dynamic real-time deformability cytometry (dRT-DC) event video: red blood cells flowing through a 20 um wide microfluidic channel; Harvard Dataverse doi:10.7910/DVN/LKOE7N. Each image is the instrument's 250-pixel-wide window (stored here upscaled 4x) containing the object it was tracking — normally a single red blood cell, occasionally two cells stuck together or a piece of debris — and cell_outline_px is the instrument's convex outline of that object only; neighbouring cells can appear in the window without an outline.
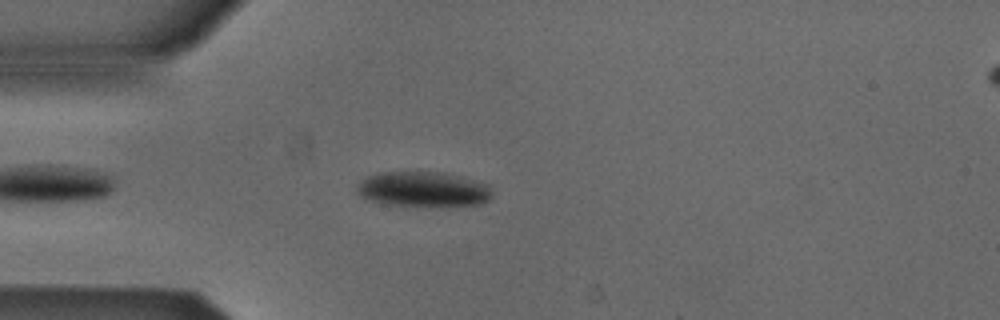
{"species": "Egyptian fruit bat (a non-hibernating species)", "species_latin": "Rousettus aegyptiacus", "temperature_condition": "cold", "stored_images_in_passage": 45, "camera_frame_rate_fps": 3000, "um_per_image_px": 0.085, "animal": {"sex": "male"}, "frame": {"image": 1, "passage_image": 5, "time_ms": 1.333, "image_size_px": [1000, 320], "cell_outline_px": [[492, 196], [484, 204], [448, 208], [424, 208], [384, 204], [364, 200], [356, 192], [356, 188], [368, 176], [380, 172], [444, 172], [460, 176], [488, 184], [492, 192]], "centroid_in_image_um": [36.01, 16.15], "position_along_channel_um": 49.0, "area_um2": 28.9}}
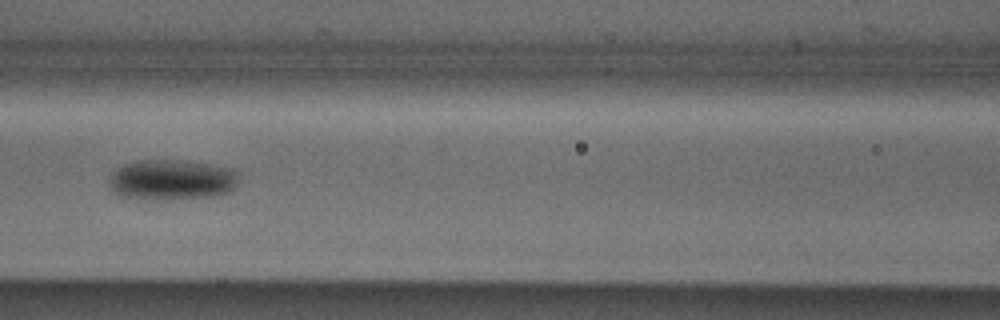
{"frame": {"image": 2, "passage_image": 14, "time_ms": 4.333, "image_size_px": [1000, 320], "cell_outline_px": [[236, 184], [228, 192], [212, 196], [164, 200], [120, 196], [112, 192], [108, 184], [108, 180], [112, 172], [116, 168], [124, 164], [136, 160], [184, 160], [232, 168], [236, 172]], "centroid_in_image_um": [14.52, 15.27], "position_along_channel_um": 152.1, "area_um2": 30.63}}
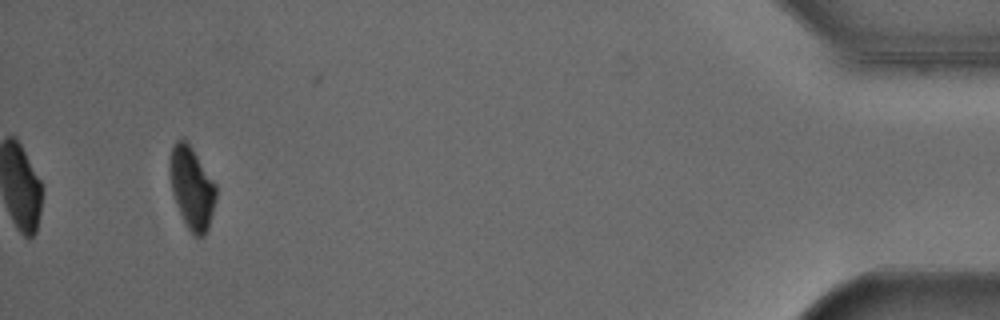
{"frame": {"image": 3, "passage_image": 41, "time_ms": 13.333, "image_size_px": [1000, 320], "cell_outline_px": [[216, 200], [208, 228], [204, 236], [196, 236], [188, 228], [176, 204], [172, 192], [168, 172], [168, 156], [176, 140], [184, 136], [216, 184]], "centroid_in_image_um": [16.27, 15.9], "position_along_channel_um": 418.9, "area_um2": 22.31}, "authors_computed_cell_mechanics": {"area_um2": 26.7614, "velocity_mm_per_s": 3.8469, "shape_relaxation_time_tau1_ms": 1.868, "shape_relaxation_time_tau2_ms": null, "deformation_change_tau1": 0.0964, "deformation_change_tau2": null}}